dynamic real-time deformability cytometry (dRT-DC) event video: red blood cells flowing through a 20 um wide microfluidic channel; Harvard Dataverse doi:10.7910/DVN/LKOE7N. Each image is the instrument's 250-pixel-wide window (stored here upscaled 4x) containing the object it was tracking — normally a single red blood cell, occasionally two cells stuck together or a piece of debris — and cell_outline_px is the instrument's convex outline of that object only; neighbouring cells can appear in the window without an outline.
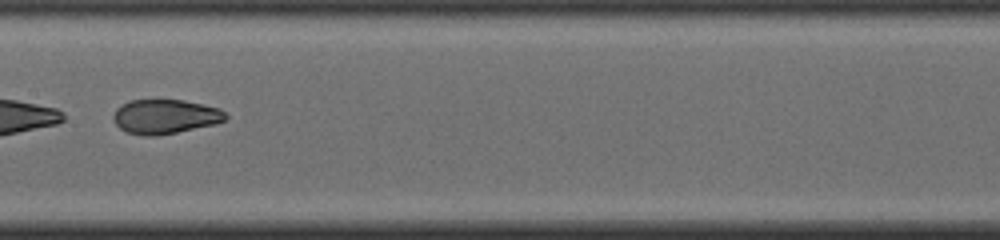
{"species": "common noctule bat (a hibernating species)", "species_latin": "Nyctalus noctula", "temperature_condition": "cold", "stored_images_in_passage": 35, "camera_frame_rate_fps": 3000, "um_per_image_px": 0.085, "animal": {"sex": "male", "body_mass_g": 19.0, "forearm_length_mm": 50.8}, "frame": {"image": 1, "passage_image": 25, "time_ms": 8.0, "image_size_px": [1000, 240], "cell_outline_px": [[228, 116], [224, 120], [216, 124], [156, 136], [144, 136], [128, 132], [120, 128], [112, 120], [112, 116], [116, 108], [128, 100], [184, 100], [204, 104], [220, 108]], "centroid_in_image_um": [14.02, 9.9], "position_along_channel_um": 193.4, "area_um2": 22.6}}